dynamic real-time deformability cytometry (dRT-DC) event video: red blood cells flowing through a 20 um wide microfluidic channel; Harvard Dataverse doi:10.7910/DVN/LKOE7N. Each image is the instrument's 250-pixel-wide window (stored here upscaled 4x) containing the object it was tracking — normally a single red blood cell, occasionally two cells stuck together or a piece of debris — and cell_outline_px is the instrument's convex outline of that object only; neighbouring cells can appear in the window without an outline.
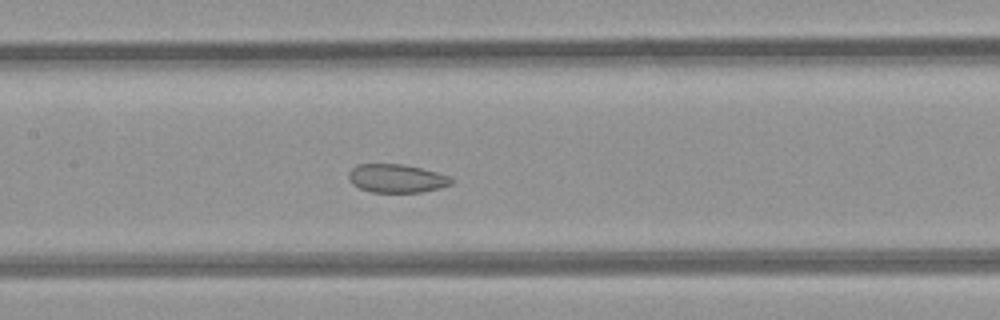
{"species": "common noctule bat (a hibernating species)", "species_latin": "Nyctalus noctula", "temperature_condition": "room temperature", "stored_images_in_passage": 39, "camera_frame_rate_fps": 3000, "um_per_image_px": 0.085, "animal": {"sex": "female", "body_mass_g": 21.9}, "frame": {"image": 1, "passage_image": 13, "time_ms": 4.0, "image_size_px": [1000, 320], "cell_outline_px": [[452, 184], [440, 188], [420, 192], [372, 192], [360, 188], [352, 184], [348, 180], [348, 172], [356, 164], [404, 164], [436, 172], [448, 176], [452, 180]], "centroid_in_image_um": [33.67, 15.16], "position_along_channel_um": 173.7, "area_um2": 16.99}}
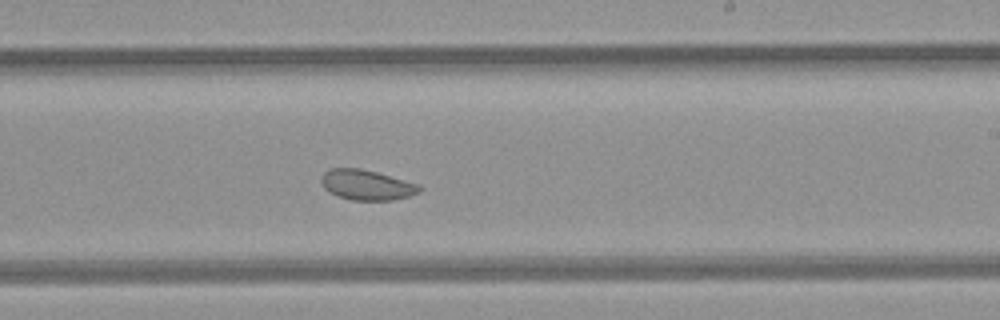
{"frame": {"image": 2, "passage_image": 19, "time_ms": 6.0, "image_size_px": [1000, 320], "cell_outline_px": [[424, 188], [420, 192], [408, 196], [392, 200], [352, 200], [336, 196], [328, 192], [324, 188], [320, 180], [324, 172], [332, 168], [360, 168], [376, 172], [420, 184]], "centroid_in_image_um": [31.17, 15.72], "position_along_channel_um": 257.8, "area_um2": 17.4}}
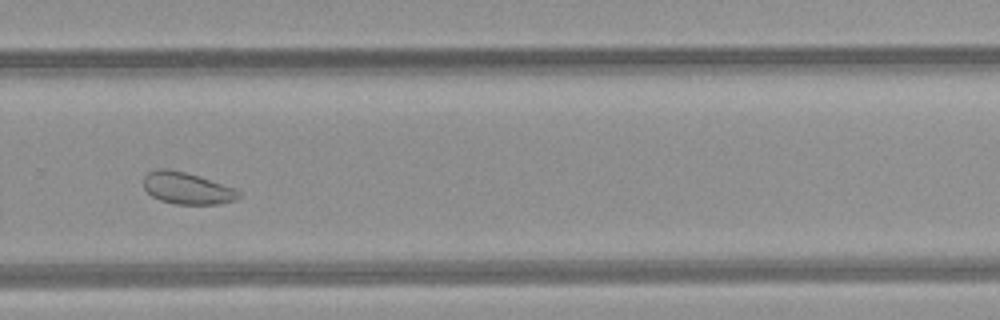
{"frame": {"image": 3, "passage_image": 23, "time_ms": 7.333, "image_size_px": [1000, 320], "cell_outline_px": [[244, 192], [236, 200], [220, 204], [176, 204], [160, 200], [152, 196], [144, 188], [144, 176], [148, 172], [156, 168], [168, 168], [184, 172]], "centroid_in_image_um": [15.88, 16.01], "position_along_channel_um": 313.9, "area_um2": 17.46}, "authors_computed_cell_mechanics": {"area_um2": 19.8254, "velocity_mm_per_s": 4.2259, "shape_relaxation_time_tau1_ms": null, "shape_relaxation_time_tau2_ms": 1.7705, "deformation_change_tau1": null, "deformation_change_tau2": 0.0691}}